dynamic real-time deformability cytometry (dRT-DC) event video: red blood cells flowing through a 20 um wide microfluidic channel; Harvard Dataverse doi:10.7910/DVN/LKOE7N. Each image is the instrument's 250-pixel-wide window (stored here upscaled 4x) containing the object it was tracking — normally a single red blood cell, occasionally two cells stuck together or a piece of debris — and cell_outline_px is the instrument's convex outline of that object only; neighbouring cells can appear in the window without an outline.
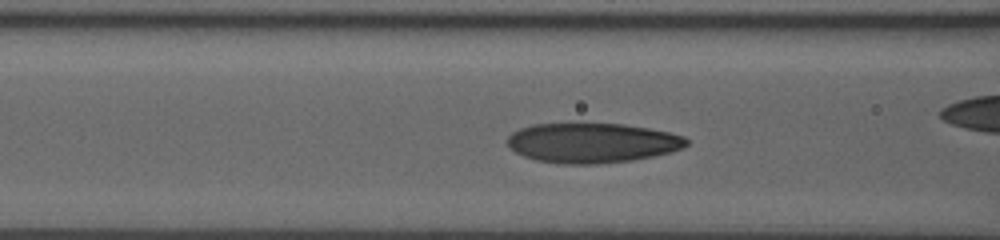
{"species": "human", "species_latin": "Homo sapiens", "temperature_condition": "room temperature", "stored_images_in_passage": 26, "camera_frame_rate_fps": 3000, "um_per_image_px": 0.085, "donor": {"sex": "male"}, "frame": {"image": 1, "passage_image": 12, "time_ms": 4.667, "image_size_px": [1000, 240], "cell_outline_px": [[688, 144], [684, 148], [672, 152], [632, 160], [596, 164], [564, 164], [536, 160], [524, 156], [508, 148], [508, 136], [512, 132], [520, 128], [532, 124], [624, 124], [648, 128], [668, 132], [684, 136], [688, 140]], "centroid_in_image_um": [50.33, 12.15], "position_along_channel_um": 116.3, "area_um2": 41.56}, "authors_computed_cell_mechanics": {"area_um2": 41.1247, "velocity_mm_per_s": 3.8488, "shape_relaxation_time_tau1_ms": 4.2602, "shape_relaxation_time_tau2_ms": 0.7386, "deformation_change_tau1": 0.1858, "deformation_change_tau2": 0.06}}